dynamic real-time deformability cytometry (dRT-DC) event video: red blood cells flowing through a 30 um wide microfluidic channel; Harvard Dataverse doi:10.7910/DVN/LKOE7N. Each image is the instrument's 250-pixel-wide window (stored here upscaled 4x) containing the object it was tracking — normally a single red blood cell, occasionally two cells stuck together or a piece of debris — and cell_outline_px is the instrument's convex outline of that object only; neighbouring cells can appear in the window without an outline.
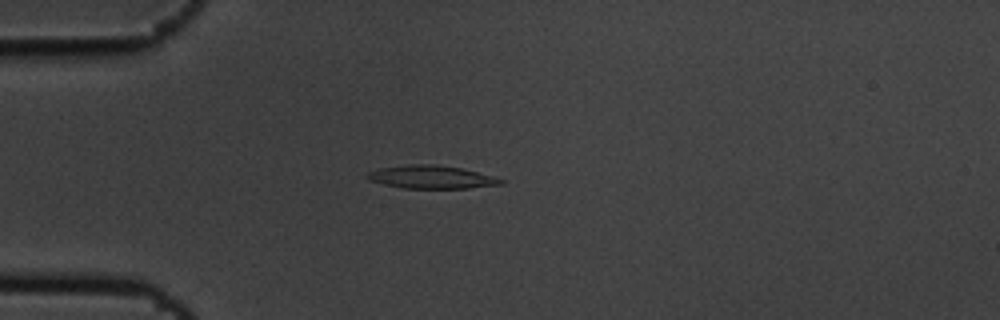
{"species": "common noctule bat (a hibernating species)", "species_latin": "Nyctalus noctula", "temperature_condition": "cold", "stored_images_in_passage": 6, "camera_frame_rate_fps": 3000, "um_per_image_px": 0.085, "animal": {"sex": "male", "body_mass_g": 19.5, "forearm_length_mm": 54.6}, "frame": {"image": 1, "passage_image": 3, "time_ms": 0.667, "image_size_px": [1000, 320], "cell_outline_px": [[504, 184], [468, 188], [404, 188], [384, 184], [368, 180], [364, 176], [368, 172], [380, 168], [408, 164], [432, 164], [460, 168], [492, 176], [504, 180]], "centroid_in_image_um": [36.63, 15.05], "position_along_channel_um": 48.4, "area_um2": 17.8}}
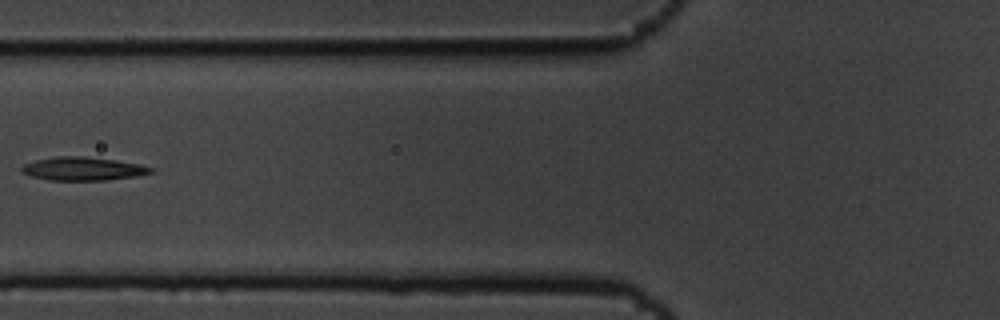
{"frame": {"image": 2, "passage_image": 5, "time_ms": 1.333, "image_size_px": [1000, 320], "cell_outline_px": [[156, 172], [136, 176], [108, 180], [48, 180], [32, 176], [24, 172], [20, 168], [24, 164], [36, 160], [56, 156], [84, 156], [116, 160], [140, 164], [156, 168]], "centroid_in_image_um": [7.13, 14.34], "position_along_channel_um": 118.7, "area_um2": 17.69}}
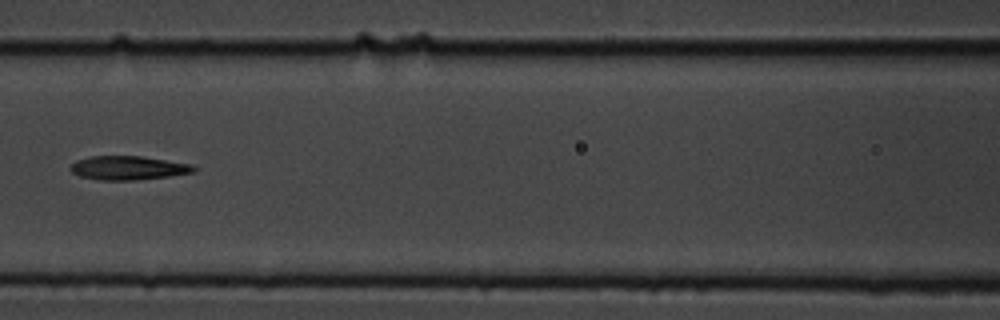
{"frame": {"image": 3, "passage_image": 6, "time_ms": 1.667, "image_size_px": [1000, 320], "cell_outline_px": [[196, 172], [168, 176], [132, 180], [100, 180], [80, 176], [72, 172], [68, 168], [76, 160], [88, 156], [140, 156], [192, 164], [196, 168]], "centroid_in_image_um": [10.88, 14.26], "position_along_channel_um": 155.7, "area_um2": 17.11}}